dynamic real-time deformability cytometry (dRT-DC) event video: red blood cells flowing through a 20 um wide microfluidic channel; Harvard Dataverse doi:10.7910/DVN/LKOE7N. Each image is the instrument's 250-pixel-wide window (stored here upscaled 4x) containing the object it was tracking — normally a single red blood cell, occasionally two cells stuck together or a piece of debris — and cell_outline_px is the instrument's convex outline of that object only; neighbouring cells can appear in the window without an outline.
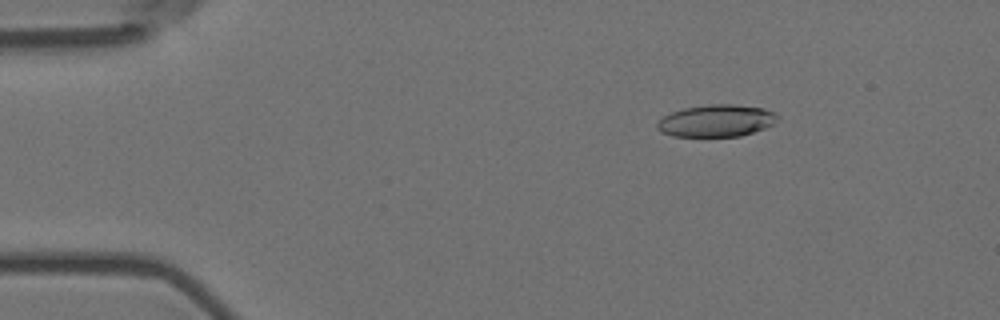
{"species": "Egyptian fruit bat (a non-hibernating species)", "species_latin": "Rousettus aegyptiacus", "temperature_condition": "room temperature", "stored_images_in_passage": 5, "camera_frame_rate_fps": 3000, "um_per_image_px": 0.085, "animal": {"sex": "female"}, "frame": {"image": 1, "passage_image": 3, "time_ms": 0.667, "image_size_px": [1000, 320], "cell_outline_px": [[780, 116], [772, 124], [764, 128], [740, 136], [672, 136], [660, 132], [656, 128], [656, 124], [664, 116], [672, 112], [684, 108], [708, 104], [732, 104], [764, 108]], "centroid_in_image_um": [60.86, 10.26], "position_along_channel_um": 24.1, "area_um2": 22.37}}
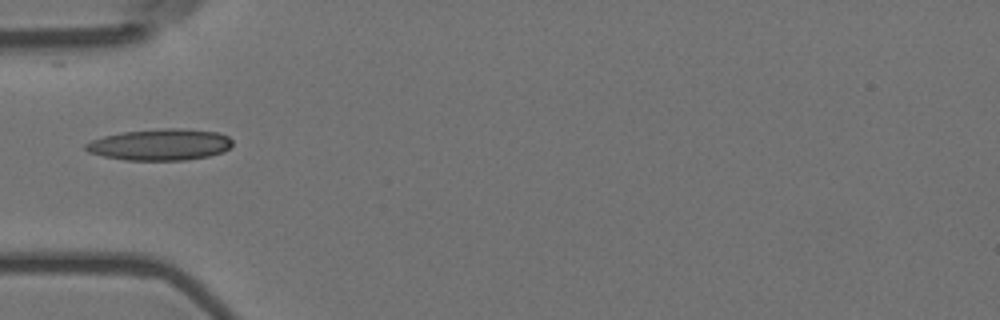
{"frame": {"image": 2, "passage_image": 5, "time_ms": 1.333, "image_size_px": [1000, 320], "cell_outline_px": [[232, 144], [224, 152], [208, 156], [184, 160], [124, 160], [104, 156], [88, 152], [84, 148], [84, 144], [92, 140], [104, 136], [124, 132], [164, 128], [184, 128], [216, 132], [228, 136], [232, 140]], "centroid_in_image_um": [13.61, 12.29], "position_along_channel_um": 71.4, "area_um2": 26.82}}